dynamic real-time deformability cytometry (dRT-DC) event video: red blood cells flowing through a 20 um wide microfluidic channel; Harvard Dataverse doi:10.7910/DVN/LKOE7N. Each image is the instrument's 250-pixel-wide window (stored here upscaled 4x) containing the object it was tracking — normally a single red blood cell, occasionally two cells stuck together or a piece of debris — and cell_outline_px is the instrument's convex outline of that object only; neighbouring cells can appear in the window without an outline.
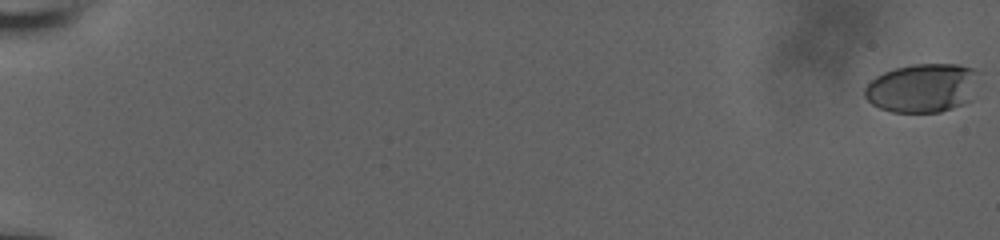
{"species": "human", "species_latin": "Homo sapiens", "temperature_condition": "room temperature", "stored_images_in_passage": 45, "camera_frame_rate_fps": 3000, "um_per_image_px": 0.085, "donor": {"sex": "male"}, "frame": {"image": 1, "passage_image": 1, "time_ms": 0.0, "image_size_px": [1000, 240], "cell_outline_px": [[976, 72], [972, 100], [964, 104], [940, 112], [892, 112], [880, 108], [872, 104], [864, 96], [864, 88], [876, 76], [884, 72], [896, 68], [912, 64], [956, 64], [972, 68]], "centroid_in_image_um": [78.38, 7.49], "position_along_channel_um": 6.6, "area_um2": 32.31}}
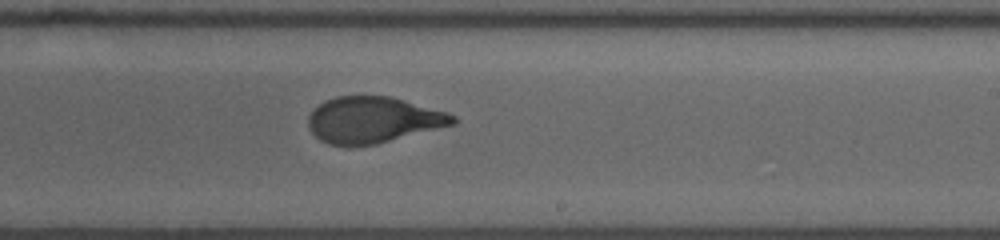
{"frame": {"image": 2, "passage_image": 26, "time_ms": 8.333, "image_size_px": [1000, 240], "cell_outline_px": [[456, 124], [376, 144], [348, 148], [328, 144], [320, 140], [312, 132], [308, 124], [308, 116], [324, 100], [336, 96], [388, 96], [448, 112], [456, 116]], "centroid_in_image_um": [31.7, 10.21], "position_along_channel_um": 257.3, "area_um2": 39.13}}
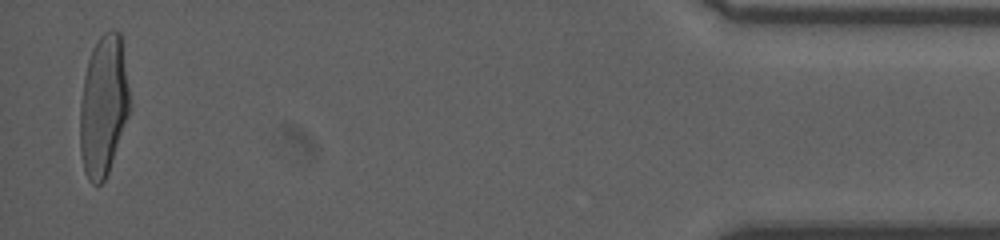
{"frame": {"image": 3, "passage_image": 45, "time_ms": 14.667, "image_size_px": [1000, 240], "cell_outline_px": [[128, 116], [108, 172], [104, 180], [100, 184], [92, 184], [88, 180], [84, 172], [80, 152], [80, 104], [84, 76], [88, 60], [92, 48], [100, 36], [104, 32], [112, 28], [120, 32], [128, 88]], "centroid_in_image_um": [8.76, 8.99], "position_along_channel_um": 426.4, "area_um2": 40.34}, "authors_computed_cell_mechanics": {"area_um2": 39.593, "velocity_mm_per_s": 3.8542, "shape_relaxation_time_tau1_ms": 9.9509, "shape_relaxation_time_tau2_ms": null, "deformation_change_tau1": 0.3393, "deformation_change_tau2": null}}